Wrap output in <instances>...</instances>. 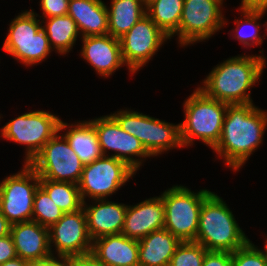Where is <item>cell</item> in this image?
Returning a JSON list of instances; mask_svg holds the SVG:
<instances>
[{"label": "cell", "instance_id": "1", "mask_svg": "<svg viewBox=\"0 0 267 266\" xmlns=\"http://www.w3.org/2000/svg\"><path fill=\"white\" fill-rule=\"evenodd\" d=\"M266 127L267 112L253 103L228 105L220 140L212 150L234 172L239 171L263 143Z\"/></svg>", "mask_w": 267, "mask_h": 266}, {"label": "cell", "instance_id": "2", "mask_svg": "<svg viewBox=\"0 0 267 266\" xmlns=\"http://www.w3.org/2000/svg\"><path fill=\"white\" fill-rule=\"evenodd\" d=\"M265 59L256 54L228 58L212 68L198 88L207 97L229 105L252 103L250 89L260 79Z\"/></svg>", "mask_w": 267, "mask_h": 266}, {"label": "cell", "instance_id": "3", "mask_svg": "<svg viewBox=\"0 0 267 266\" xmlns=\"http://www.w3.org/2000/svg\"><path fill=\"white\" fill-rule=\"evenodd\" d=\"M249 241L227 204L220 196L211 192L202 203L195 242L200 243L207 251L232 253Z\"/></svg>", "mask_w": 267, "mask_h": 266}, {"label": "cell", "instance_id": "4", "mask_svg": "<svg viewBox=\"0 0 267 266\" xmlns=\"http://www.w3.org/2000/svg\"><path fill=\"white\" fill-rule=\"evenodd\" d=\"M228 105L196 88L183 104L185 118L179 123L182 146H191L197 138L213 149L220 140Z\"/></svg>", "mask_w": 267, "mask_h": 266}, {"label": "cell", "instance_id": "5", "mask_svg": "<svg viewBox=\"0 0 267 266\" xmlns=\"http://www.w3.org/2000/svg\"><path fill=\"white\" fill-rule=\"evenodd\" d=\"M38 16L33 9L16 16L2 48L26 67L42 63L53 51Z\"/></svg>", "mask_w": 267, "mask_h": 266}, {"label": "cell", "instance_id": "6", "mask_svg": "<svg viewBox=\"0 0 267 266\" xmlns=\"http://www.w3.org/2000/svg\"><path fill=\"white\" fill-rule=\"evenodd\" d=\"M210 193L207 189L195 193L183 185L166 189L160 195L165 207L164 228L181 242L195 241L202 203Z\"/></svg>", "mask_w": 267, "mask_h": 266}, {"label": "cell", "instance_id": "7", "mask_svg": "<svg viewBox=\"0 0 267 266\" xmlns=\"http://www.w3.org/2000/svg\"><path fill=\"white\" fill-rule=\"evenodd\" d=\"M110 115L124 131L140 140L151 157L183 148L179 123L175 125L129 109H121Z\"/></svg>", "mask_w": 267, "mask_h": 266}, {"label": "cell", "instance_id": "8", "mask_svg": "<svg viewBox=\"0 0 267 266\" xmlns=\"http://www.w3.org/2000/svg\"><path fill=\"white\" fill-rule=\"evenodd\" d=\"M60 117L44 110L26 112L10 120L1 129L2 139L25 145L29 164L42 147L59 131Z\"/></svg>", "mask_w": 267, "mask_h": 266}, {"label": "cell", "instance_id": "9", "mask_svg": "<svg viewBox=\"0 0 267 266\" xmlns=\"http://www.w3.org/2000/svg\"><path fill=\"white\" fill-rule=\"evenodd\" d=\"M136 172L125 162L110 156L102 155L95 161L84 164L81 178L78 182L82 202L86 197L92 200L108 199L116 193Z\"/></svg>", "mask_w": 267, "mask_h": 266}, {"label": "cell", "instance_id": "10", "mask_svg": "<svg viewBox=\"0 0 267 266\" xmlns=\"http://www.w3.org/2000/svg\"><path fill=\"white\" fill-rule=\"evenodd\" d=\"M29 165L40 179L78 184L84 163L59 131L42 147Z\"/></svg>", "mask_w": 267, "mask_h": 266}, {"label": "cell", "instance_id": "11", "mask_svg": "<svg viewBox=\"0 0 267 266\" xmlns=\"http://www.w3.org/2000/svg\"><path fill=\"white\" fill-rule=\"evenodd\" d=\"M39 185L40 177L26 163L20 172L0 182V212L11 225L32 221L34 195Z\"/></svg>", "mask_w": 267, "mask_h": 266}, {"label": "cell", "instance_id": "12", "mask_svg": "<svg viewBox=\"0 0 267 266\" xmlns=\"http://www.w3.org/2000/svg\"><path fill=\"white\" fill-rule=\"evenodd\" d=\"M222 7L221 0H184L179 29L175 33L180 46L209 40L219 32L227 24Z\"/></svg>", "mask_w": 267, "mask_h": 266}, {"label": "cell", "instance_id": "13", "mask_svg": "<svg viewBox=\"0 0 267 266\" xmlns=\"http://www.w3.org/2000/svg\"><path fill=\"white\" fill-rule=\"evenodd\" d=\"M88 121L96 131L102 155L108 156L107 150L114 151L110 156L125 162L136 173L143 164L142 161L151 157L140 140L124 131L111 115Z\"/></svg>", "mask_w": 267, "mask_h": 266}, {"label": "cell", "instance_id": "14", "mask_svg": "<svg viewBox=\"0 0 267 266\" xmlns=\"http://www.w3.org/2000/svg\"><path fill=\"white\" fill-rule=\"evenodd\" d=\"M168 36L146 14L122 38L123 61L133 75L153 58Z\"/></svg>", "mask_w": 267, "mask_h": 266}, {"label": "cell", "instance_id": "15", "mask_svg": "<svg viewBox=\"0 0 267 266\" xmlns=\"http://www.w3.org/2000/svg\"><path fill=\"white\" fill-rule=\"evenodd\" d=\"M48 230L52 255L67 258L91 253L93 240L88 233L83 207L76 212L64 213ZM53 246L56 251L52 250Z\"/></svg>", "mask_w": 267, "mask_h": 266}, {"label": "cell", "instance_id": "16", "mask_svg": "<svg viewBox=\"0 0 267 266\" xmlns=\"http://www.w3.org/2000/svg\"><path fill=\"white\" fill-rule=\"evenodd\" d=\"M81 57L96 70L101 77H109L123 65L120 39L107 34L82 37Z\"/></svg>", "mask_w": 267, "mask_h": 266}, {"label": "cell", "instance_id": "17", "mask_svg": "<svg viewBox=\"0 0 267 266\" xmlns=\"http://www.w3.org/2000/svg\"><path fill=\"white\" fill-rule=\"evenodd\" d=\"M165 207L162 197H152L137 205H127L122 234L141 240L153 231L164 228Z\"/></svg>", "mask_w": 267, "mask_h": 266}, {"label": "cell", "instance_id": "18", "mask_svg": "<svg viewBox=\"0 0 267 266\" xmlns=\"http://www.w3.org/2000/svg\"><path fill=\"white\" fill-rule=\"evenodd\" d=\"M93 201L92 205L86 201L82 205L91 239L122 233L127 205L107 199Z\"/></svg>", "mask_w": 267, "mask_h": 266}, {"label": "cell", "instance_id": "19", "mask_svg": "<svg viewBox=\"0 0 267 266\" xmlns=\"http://www.w3.org/2000/svg\"><path fill=\"white\" fill-rule=\"evenodd\" d=\"M10 235L17 257L26 261L43 260L52 256L49 244L48 227L35 221L11 225Z\"/></svg>", "mask_w": 267, "mask_h": 266}, {"label": "cell", "instance_id": "20", "mask_svg": "<svg viewBox=\"0 0 267 266\" xmlns=\"http://www.w3.org/2000/svg\"><path fill=\"white\" fill-rule=\"evenodd\" d=\"M91 253L103 266H139L138 240L122 233L93 240Z\"/></svg>", "mask_w": 267, "mask_h": 266}, {"label": "cell", "instance_id": "21", "mask_svg": "<svg viewBox=\"0 0 267 266\" xmlns=\"http://www.w3.org/2000/svg\"><path fill=\"white\" fill-rule=\"evenodd\" d=\"M82 37L108 34L107 5L102 0H69L68 12Z\"/></svg>", "mask_w": 267, "mask_h": 266}, {"label": "cell", "instance_id": "22", "mask_svg": "<svg viewBox=\"0 0 267 266\" xmlns=\"http://www.w3.org/2000/svg\"><path fill=\"white\" fill-rule=\"evenodd\" d=\"M139 243V266H169L181 241L167 229L156 230L143 237Z\"/></svg>", "mask_w": 267, "mask_h": 266}, {"label": "cell", "instance_id": "23", "mask_svg": "<svg viewBox=\"0 0 267 266\" xmlns=\"http://www.w3.org/2000/svg\"><path fill=\"white\" fill-rule=\"evenodd\" d=\"M64 129L67 130L62 135L84 164L91 163L102 156L98 136L89 121L83 120L77 122V124L76 122L74 124H68L61 120L59 132L64 131Z\"/></svg>", "mask_w": 267, "mask_h": 266}, {"label": "cell", "instance_id": "24", "mask_svg": "<svg viewBox=\"0 0 267 266\" xmlns=\"http://www.w3.org/2000/svg\"><path fill=\"white\" fill-rule=\"evenodd\" d=\"M108 7V34L117 39L122 38L147 13L142 0H111Z\"/></svg>", "mask_w": 267, "mask_h": 266}, {"label": "cell", "instance_id": "25", "mask_svg": "<svg viewBox=\"0 0 267 266\" xmlns=\"http://www.w3.org/2000/svg\"><path fill=\"white\" fill-rule=\"evenodd\" d=\"M44 19L47 20H41L44 23L42 29L47 34L51 48L60 55H66L73 49L77 37L81 36L76 22L69 15Z\"/></svg>", "mask_w": 267, "mask_h": 266}, {"label": "cell", "instance_id": "26", "mask_svg": "<svg viewBox=\"0 0 267 266\" xmlns=\"http://www.w3.org/2000/svg\"><path fill=\"white\" fill-rule=\"evenodd\" d=\"M184 0H153L146 14L170 39L179 29Z\"/></svg>", "mask_w": 267, "mask_h": 266}, {"label": "cell", "instance_id": "27", "mask_svg": "<svg viewBox=\"0 0 267 266\" xmlns=\"http://www.w3.org/2000/svg\"><path fill=\"white\" fill-rule=\"evenodd\" d=\"M40 186L64 213L76 212L82 208L78 184L40 179Z\"/></svg>", "mask_w": 267, "mask_h": 266}, {"label": "cell", "instance_id": "28", "mask_svg": "<svg viewBox=\"0 0 267 266\" xmlns=\"http://www.w3.org/2000/svg\"><path fill=\"white\" fill-rule=\"evenodd\" d=\"M241 15L243 16V18L241 17V19L239 20H235L234 23L237 24V28H234L233 32L236 34H234V38L239 40V42L241 44H243L245 47H252V46H257L263 43L264 38H262V36L258 33L260 30V23L258 22L260 19H262V17L264 16V14L267 11L264 10H243L240 9ZM244 19V20H242ZM248 28L250 27V33L244 32L243 28Z\"/></svg>", "mask_w": 267, "mask_h": 266}, {"label": "cell", "instance_id": "29", "mask_svg": "<svg viewBox=\"0 0 267 266\" xmlns=\"http://www.w3.org/2000/svg\"><path fill=\"white\" fill-rule=\"evenodd\" d=\"M63 214L64 212L60 207L55 204L48 193L39 185L34 195L32 220L49 228Z\"/></svg>", "mask_w": 267, "mask_h": 266}, {"label": "cell", "instance_id": "30", "mask_svg": "<svg viewBox=\"0 0 267 266\" xmlns=\"http://www.w3.org/2000/svg\"><path fill=\"white\" fill-rule=\"evenodd\" d=\"M207 249L195 241L181 242L169 266H202Z\"/></svg>", "mask_w": 267, "mask_h": 266}, {"label": "cell", "instance_id": "31", "mask_svg": "<svg viewBox=\"0 0 267 266\" xmlns=\"http://www.w3.org/2000/svg\"><path fill=\"white\" fill-rule=\"evenodd\" d=\"M264 243V250L249 241L232 252V266H267V239Z\"/></svg>", "mask_w": 267, "mask_h": 266}, {"label": "cell", "instance_id": "32", "mask_svg": "<svg viewBox=\"0 0 267 266\" xmlns=\"http://www.w3.org/2000/svg\"><path fill=\"white\" fill-rule=\"evenodd\" d=\"M43 16L40 18H52L67 15L69 0H41L40 2Z\"/></svg>", "mask_w": 267, "mask_h": 266}, {"label": "cell", "instance_id": "33", "mask_svg": "<svg viewBox=\"0 0 267 266\" xmlns=\"http://www.w3.org/2000/svg\"><path fill=\"white\" fill-rule=\"evenodd\" d=\"M202 266H232V253L227 251H207Z\"/></svg>", "mask_w": 267, "mask_h": 266}, {"label": "cell", "instance_id": "34", "mask_svg": "<svg viewBox=\"0 0 267 266\" xmlns=\"http://www.w3.org/2000/svg\"><path fill=\"white\" fill-rule=\"evenodd\" d=\"M17 257L12 236L0 237V264Z\"/></svg>", "mask_w": 267, "mask_h": 266}, {"label": "cell", "instance_id": "35", "mask_svg": "<svg viewBox=\"0 0 267 266\" xmlns=\"http://www.w3.org/2000/svg\"><path fill=\"white\" fill-rule=\"evenodd\" d=\"M67 266H103L92 253L67 257Z\"/></svg>", "mask_w": 267, "mask_h": 266}, {"label": "cell", "instance_id": "36", "mask_svg": "<svg viewBox=\"0 0 267 266\" xmlns=\"http://www.w3.org/2000/svg\"><path fill=\"white\" fill-rule=\"evenodd\" d=\"M25 266H67V258L52 255L43 260L26 261Z\"/></svg>", "mask_w": 267, "mask_h": 266}, {"label": "cell", "instance_id": "37", "mask_svg": "<svg viewBox=\"0 0 267 266\" xmlns=\"http://www.w3.org/2000/svg\"><path fill=\"white\" fill-rule=\"evenodd\" d=\"M239 9L267 11V0H241Z\"/></svg>", "mask_w": 267, "mask_h": 266}, {"label": "cell", "instance_id": "38", "mask_svg": "<svg viewBox=\"0 0 267 266\" xmlns=\"http://www.w3.org/2000/svg\"><path fill=\"white\" fill-rule=\"evenodd\" d=\"M11 224L0 212V237H4L10 234Z\"/></svg>", "mask_w": 267, "mask_h": 266}, {"label": "cell", "instance_id": "39", "mask_svg": "<svg viewBox=\"0 0 267 266\" xmlns=\"http://www.w3.org/2000/svg\"><path fill=\"white\" fill-rule=\"evenodd\" d=\"M25 262L26 260L21 259L20 257H16L0 264V266H25Z\"/></svg>", "mask_w": 267, "mask_h": 266}, {"label": "cell", "instance_id": "40", "mask_svg": "<svg viewBox=\"0 0 267 266\" xmlns=\"http://www.w3.org/2000/svg\"><path fill=\"white\" fill-rule=\"evenodd\" d=\"M153 0H142V2L147 6L150 2H152Z\"/></svg>", "mask_w": 267, "mask_h": 266}, {"label": "cell", "instance_id": "41", "mask_svg": "<svg viewBox=\"0 0 267 266\" xmlns=\"http://www.w3.org/2000/svg\"><path fill=\"white\" fill-rule=\"evenodd\" d=\"M263 26L266 27L265 29H266V31H267V22H265V24H264ZM266 33H267V32H266Z\"/></svg>", "mask_w": 267, "mask_h": 266}]
</instances>
